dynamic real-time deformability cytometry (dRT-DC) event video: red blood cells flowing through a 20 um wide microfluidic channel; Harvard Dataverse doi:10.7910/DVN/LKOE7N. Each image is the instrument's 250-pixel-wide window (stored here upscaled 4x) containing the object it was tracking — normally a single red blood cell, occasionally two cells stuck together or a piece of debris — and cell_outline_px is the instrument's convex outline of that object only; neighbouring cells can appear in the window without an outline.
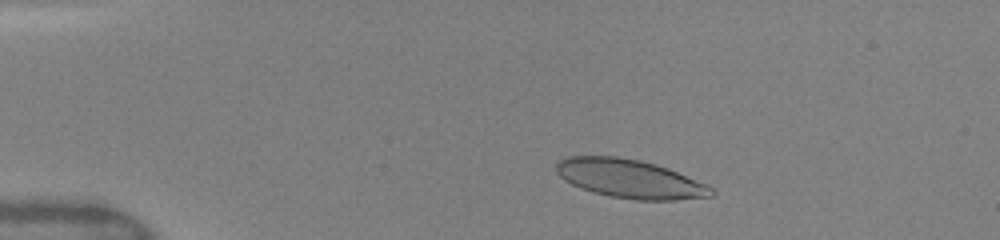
{"species": "human", "species_latin": "Homo sapiens", "temperature_condition": "warm", "stored_images_in_passage": 49, "camera_frame_rate_fps": 3000, "um_per_image_px": 0.085, "donor": {"sex": "female"}, "frame": {"image": 1, "passage_image": 6, "time_ms": 1.667, "image_size_px": [1000, 240], "cell_outline_px": [[716, 196], [676, 200], [636, 200], [612, 196], [592, 192], [580, 188], [564, 180], [556, 172], [556, 160], [568, 156], [616, 156], [640, 160], [656, 164], [668, 168], [708, 184], [716, 192]], "centroid_in_image_um": [53.56, 15.19], "position_along_channel_um": 31.4, "area_um2": 35.26}}
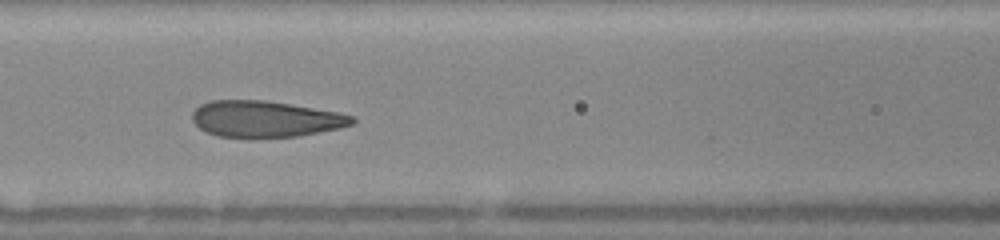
{"frame": {"image": 2, "passage_image": 19, "time_ms": 6.0, "image_size_px": [1000, 240], "cell_outline_px": [[356, 120], [352, 124], [340, 128], [296, 136], [216, 136], [200, 128], [192, 120], [192, 112], [200, 104], [212, 100], [264, 100], [340, 112], [356, 116]], "centroid_in_image_um": [22.58, 10.09], "position_along_channel_um": 144.0, "area_um2": 33.41}}
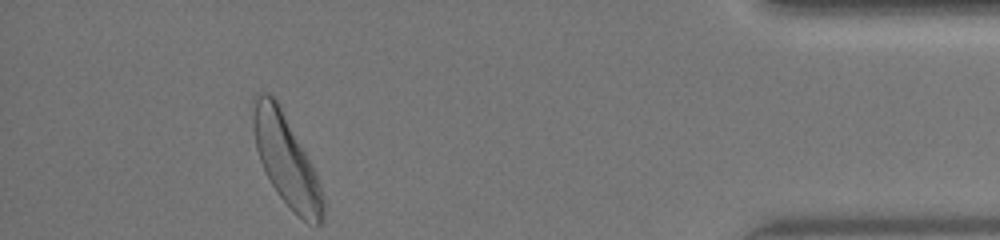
{"frame": {"image": 3, "passage_image": 48, "time_ms": 13.667, "image_size_px": [1000, 240], "cell_outline_px": [[324, 212], [320, 224], [308, 224], [292, 212], [276, 192], [260, 160], [256, 148], [252, 128], [252, 96], [256, 92], [268, 92], [280, 104], [312, 164], [316, 172], [324, 196]], "centroid_in_image_um": [24.32, 13.58], "position_along_channel_um": 410.9, "area_um2": 37.4}, "authors_computed_cell_mechanics": {"area_um2": 34.7956, "velocity_mm_per_s": 4.0872, "shape_relaxation_time_tau1_ms": 3.1007, "shape_relaxation_time_tau2_ms": null, "deformation_change_tau1": 0.1267, "deformation_change_tau2": null}}